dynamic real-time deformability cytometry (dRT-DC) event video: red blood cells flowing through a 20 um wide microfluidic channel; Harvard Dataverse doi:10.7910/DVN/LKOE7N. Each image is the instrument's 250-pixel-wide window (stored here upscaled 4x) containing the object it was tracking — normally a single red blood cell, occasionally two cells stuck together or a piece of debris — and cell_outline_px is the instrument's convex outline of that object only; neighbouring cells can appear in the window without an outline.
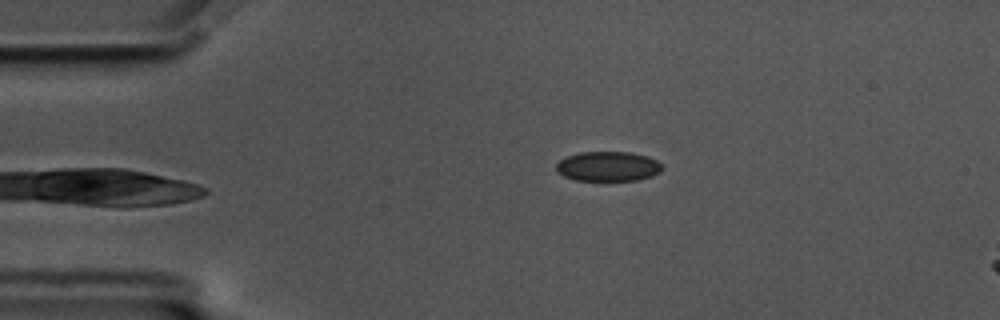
{"species": "common noctule bat (a hibernating species)", "species_latin": "Nyctalus noctula", "temperature_condition": "cold", "stored_images_in_passage": 47, "camera_frame_rate_fps": 3000, "um_per_image_px": 0.085, "animal": {"sex": "male", "body_mass_g": 17.5, "forearm_length_mm": 52.3}, "frame": {"image": 1, "passage_image": 1, "time_ms": 0.0, "image_size_px": [1000, 320], "cell_outline_px": [[664, 168], [660, 172], [652, 176], [636, 180], [576, 180], [564, 176], [556, 172], [556, 164], [560, 160], [568, 156], [580, 152], [632, 152], [648, 156], [656, 160]], "centroid_in_image_um": [51.69, 14.13], "position_along_channel_um": 33.3, "area_um2": 18.38}}
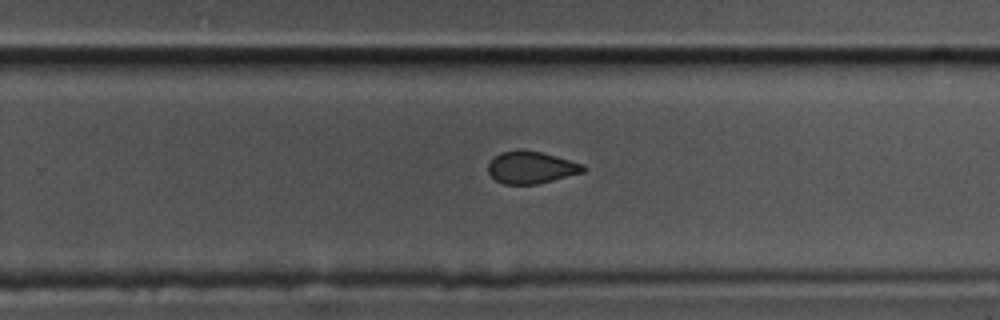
{"frame": {"image": 2, "passage_image": 26, "time_ms": 8.333, "image_size_px": [1000, 320], "cell_outline_px": [[588, 168], [584, 172], [536, 184], [504, 184], [496, 180], [488, 172], [488, 164], [500, 152], [540, 152], [556, 156], [584, 164]], "centroid_in_image_um": [45.19, 14.26], "position_along_channel_um": 284.6, "area_um2": 17.28}}
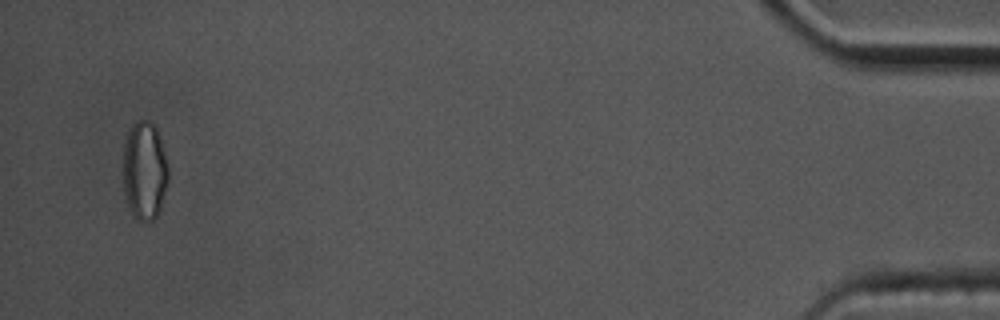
{"frame": {"image": 3, "passage_image": 45, "time_ms": 14.667, "image_size_px": [1000, 320], "cell_outline_px": [[168, 184], [160, 208], [156, 216], [152, 220], [140, 220], [132, 216], [124, 192], [124, 144], [128, 132], [132, 124], [136, 120], [148, 120], [156, 128], [168, 164]], "centroid_in_image_um": [12.29, 14.5], "position_along_channel_um": 422.9, "area_um2": 25.78}, "authors_computed_cell_mechanics": {"area_um2": 19.074, "velocity_mm_per_s": 3.4958, "shape_relaxation_time_tau1_ms": null, "shape_relaxation_time_tau2_ms": 2.7145, "deformation_change_tau1": null, "deformation_change_tau2": 0.0674}}